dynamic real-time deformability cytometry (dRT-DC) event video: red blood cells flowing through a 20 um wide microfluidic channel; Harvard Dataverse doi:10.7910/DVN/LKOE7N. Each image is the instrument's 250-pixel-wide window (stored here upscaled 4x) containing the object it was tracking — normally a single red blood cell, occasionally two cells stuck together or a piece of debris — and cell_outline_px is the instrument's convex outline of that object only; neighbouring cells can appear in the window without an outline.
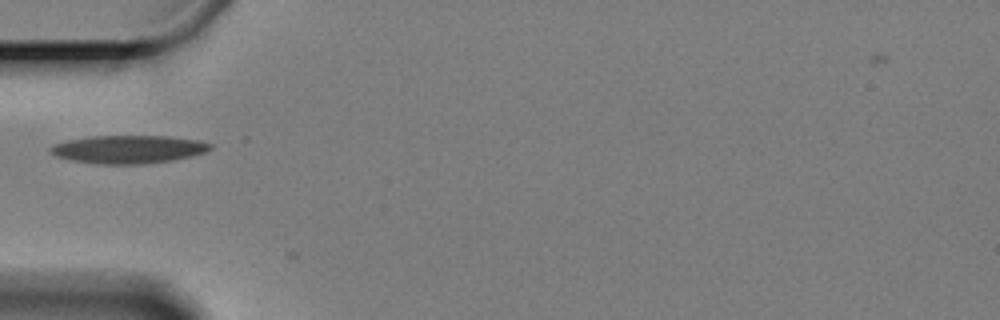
{"species": "Egyptian fruit bat (a non-hibernating species)", "species_latin": "Rousettus aegyptiacus", "temperature_condition": "cold", "stored_images_in_passage": 6, "camera_frame_rate_fps": 3000, "um_per_image_px": 0.085, "animal": {"sex": "female"}, "frame": {"image": 1, "passage_image": 1, "time_ms": 0.0, "image_size_px": [1000, 320], "cell_outline_px": [[212, 148], [204, 152], [192, 156], [172, 160], [144, 164], [96, 164], [72, 160], [56, 156], [48, 152], [48, 148], [52, 144], [68, 140], [88, 136], [168, 136], [200, 140], [212, 144]], "centroid_in_image_um": [10.88, 12.69], "position_along_channel_um": 74.1, "area_um2": 26.36}}
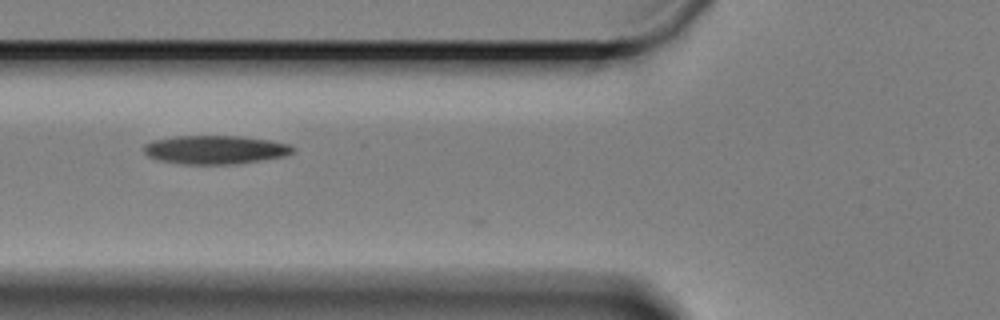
{"frame": {"image": 2, "passage_image": 4, "time_ms": 1.0, "image_size_px": [1000, 320], "cell_outline_px": [[296, 152], [284, 156], [228, 164], [184, 164], [160, 160], [148, 156], [144, 152], [144, 144], [152, 140], [176, 136], [240, 136], [272, 140], [292, 144], [296, 148]], "centroid_in_image_um": [18.32, 12.71], "position_along_channel_um": 107.5, "area_um2": 24.8}}